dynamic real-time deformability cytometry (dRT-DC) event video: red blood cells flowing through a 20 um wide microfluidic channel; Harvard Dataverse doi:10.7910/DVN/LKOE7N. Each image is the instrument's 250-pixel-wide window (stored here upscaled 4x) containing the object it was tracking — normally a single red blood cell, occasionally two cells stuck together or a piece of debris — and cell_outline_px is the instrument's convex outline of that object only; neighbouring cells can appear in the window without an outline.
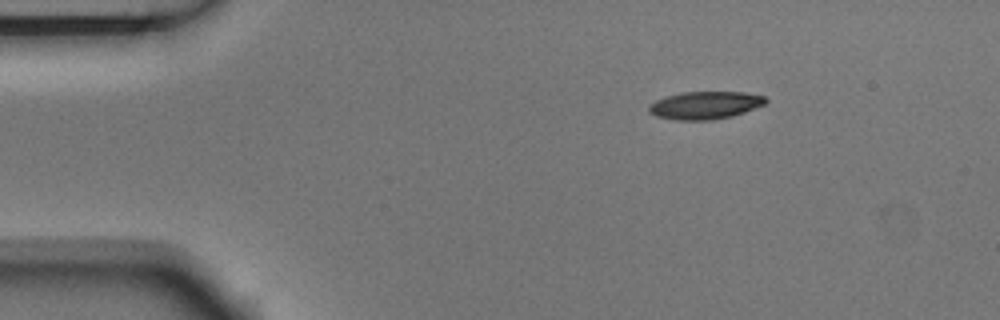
{"species": "Egyptian fruit bat (a non-hibernating species)", "species_latin": "Rousettus aegyptiacus", "temperature_condition": "room temperature", "stored_images_in_passage": 6, "camera_frame_rate_fps": 3000, "um_per_image_px": 0.085, "animal": {"sex": "male"}, "frame": {"image": 1, "passage_image": 6, "time_ms": 1.667, "image_size_px": [1000, 320], "cell_outline_px": [[768, 100], [764, 104], [744, 112], [732, 116], [712, 120], [676, 120], [656, 116], [648, 112], [648, 104], [656, 100], [680, 92], [744, 92], [764, 96]], "centroid_in_image_um": [59.9, 8.95], "position_along_channel_um": 25.1, "area_um2": 18.84}}